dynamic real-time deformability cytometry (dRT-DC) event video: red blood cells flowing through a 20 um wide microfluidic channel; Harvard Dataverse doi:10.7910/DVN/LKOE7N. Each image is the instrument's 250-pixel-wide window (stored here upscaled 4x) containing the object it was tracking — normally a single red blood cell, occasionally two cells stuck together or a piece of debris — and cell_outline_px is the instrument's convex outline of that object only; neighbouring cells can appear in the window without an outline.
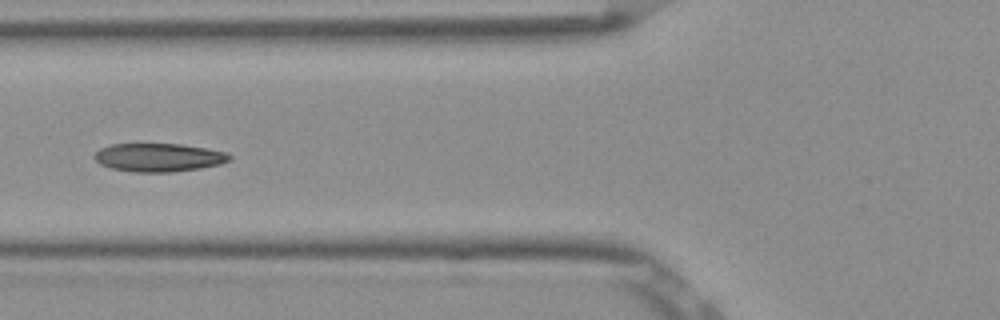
{"species": "Egyptian fruit bat (a non-hibernating species)", "species_latin": "Rousettus aegyptiacus", "temperature_condition": "room temperature", "stored_images_in_passage": 6, "camera_frame_rate_fps": 3000, "um_per_image_px": 0.085, "frame": {"image": 1, "passage_image": 6, "time_ms": 1.667, "image_size_px": [1000, 320], "cell_outline_px": [[232, 156], [228, 160], [220, 164], [200, 168], [172, 172], [132, 172], [112, 168], [100, 164], [92, 156], [100, 148], [112, 144], [180, 144], [208, 148], [228, 152]], "centroid_in_image_um": [13.49, 13.38], "position_along_channel_um": 112.3, "area_um2": 22.37}}